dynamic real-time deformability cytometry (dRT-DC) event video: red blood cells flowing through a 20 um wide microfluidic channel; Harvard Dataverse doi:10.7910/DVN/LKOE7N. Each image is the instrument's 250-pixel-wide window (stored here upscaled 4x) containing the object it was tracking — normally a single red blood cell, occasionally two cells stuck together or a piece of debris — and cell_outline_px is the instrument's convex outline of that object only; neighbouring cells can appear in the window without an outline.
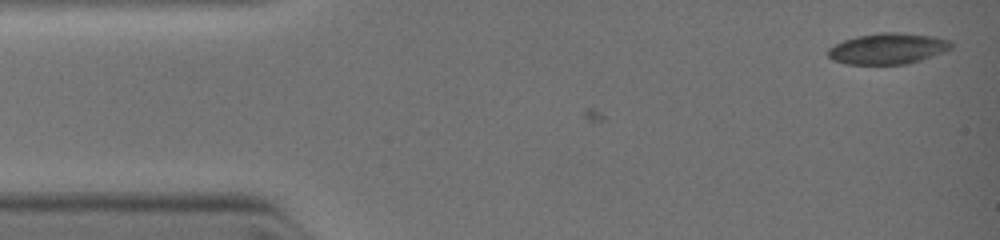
{"species": "common noctule bat (a hibernating species)", "species_latin": "Nyctalus noctula", "temperature_condition": "warm", "stored_images_in_passage": 4, "camera_frame_rate_fps": 3000, "um_per_image_px": 0.085, "animal": {"sex": "female", "body_mass_g": 19.0, "forearm_length_mm": 51.5}, "frame": {"image": 1, "passage_image": 4, "time_ms": 1.667, "image_size_px": [1000, 240], "cell_outline_px": [[952, 48], [932, 56], [908, 64], [848, 64], [832, 60], [828, 56], [828, 48], [844, 40], [856, 36], [880, 32], [896, 32], [932, 36], [948, 40], [952, 44]], "centroid_in_image_um": [75.44, 4.13], "position_along_channel_um": 9.6, "area_um2": 22.08}}